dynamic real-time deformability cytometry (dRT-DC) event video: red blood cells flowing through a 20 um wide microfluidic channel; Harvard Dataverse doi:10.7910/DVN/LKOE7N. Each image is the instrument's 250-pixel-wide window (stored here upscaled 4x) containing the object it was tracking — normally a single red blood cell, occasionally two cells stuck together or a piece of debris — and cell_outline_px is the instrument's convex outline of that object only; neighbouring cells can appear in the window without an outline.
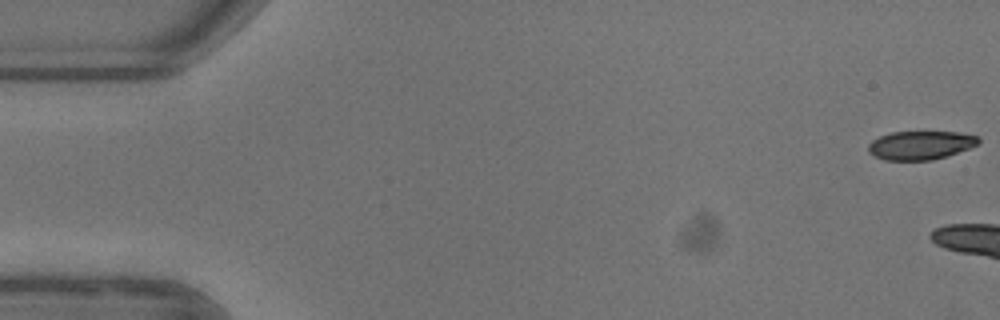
{"species": "common noctule bat (a hibernating species)", "species_latin": "Nyctalus noctula", "temperature_condition": "warm", "stored_images_in_passage": 6, "camera_frame_rate_fps": 3000, "um_per_image_px": 0.085, "animal": {"sex": "female"}, "frame": {"image": 1, "passage_image": 1, "time_ms": 0.0, "image_size_px": [1000, 320], "cell_outline_px": [[980, 140], [976, 144], [968, 148], [932, 160], [884, 160], [868, 152], [868, 144], [872, 140], [880, 136], [892, 132], [960, 132], [980, 136]], "centroid_in_image_um": [78.22, 12.33], "position_along_channel_um": 6.8, "area_um2": 18.21}}